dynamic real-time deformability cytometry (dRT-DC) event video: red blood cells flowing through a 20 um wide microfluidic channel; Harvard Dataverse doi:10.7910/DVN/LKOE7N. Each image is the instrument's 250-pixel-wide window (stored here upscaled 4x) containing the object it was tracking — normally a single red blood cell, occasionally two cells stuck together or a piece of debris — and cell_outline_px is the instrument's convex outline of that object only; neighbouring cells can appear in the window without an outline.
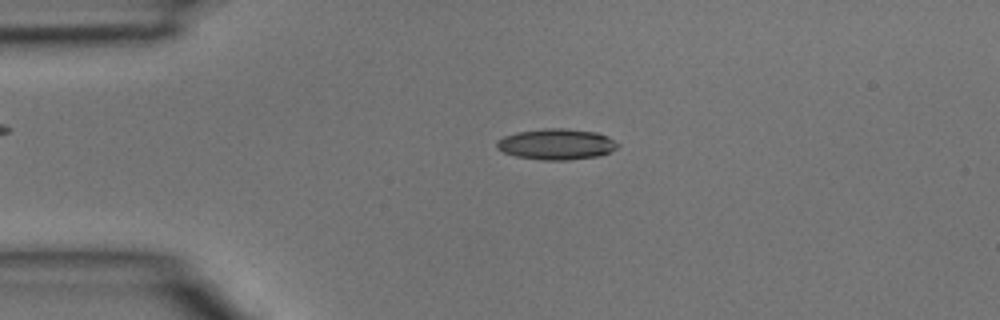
{"species": "common noctule bat (a hibernating species)", "species_latin": "Nyctalus noctula", "temperature_condition": "room temperature", "stored_images_in_passage": 44, "camera_frame_rate_fps": 3000, "um_per_image_px": 0.085, "animal": {"sex": "male", "body_mass_g": 15.6}, "frame": {"image": 1, "passage_image": 9, "time_ms": 2.667, "image_size_px": [1000, 320], "cell_outline_px": [[620, 144], [612, 152], [596, 156], [568, 160], [544, 160], [516, 156], [504, 152], [496, 148], [496, 140], [504, 136], [516, 132], [544, 128], [568, 128], [596, 132], [608, 136]], "centroid_in_image_um": [47.3, 12.24], "position_along_channel_um": 37.7, "area_um2": 21.91}}
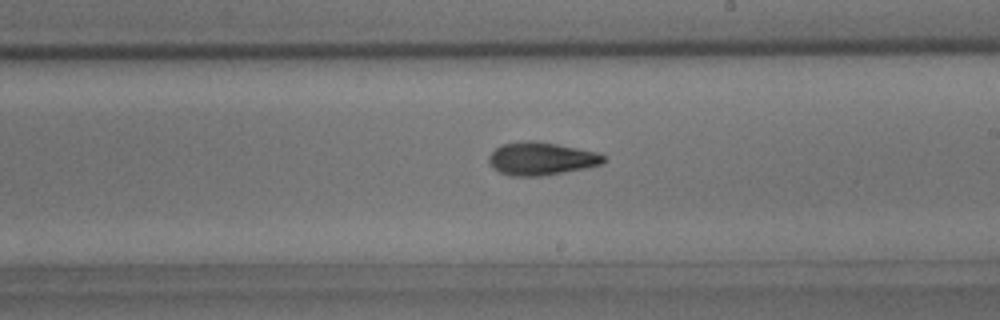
{"frame": {"image": 2, "passage_image": 25, "time_ms": 8.0, "image_size_px": [1000, 320], "cell_outline_px": [[604, 160], [600, 164], [584, 168], [544, 176], [508, 176], [492, 168], [488, 160], [488, 156], [500, 144], [524, 140], [532, 140], [556, 144], [596, 152], [604, 156]], "centroid_in_image_um": [45.93, 13.49], "position_along_channel_um": 243.1, "area_um2": 21.96}}
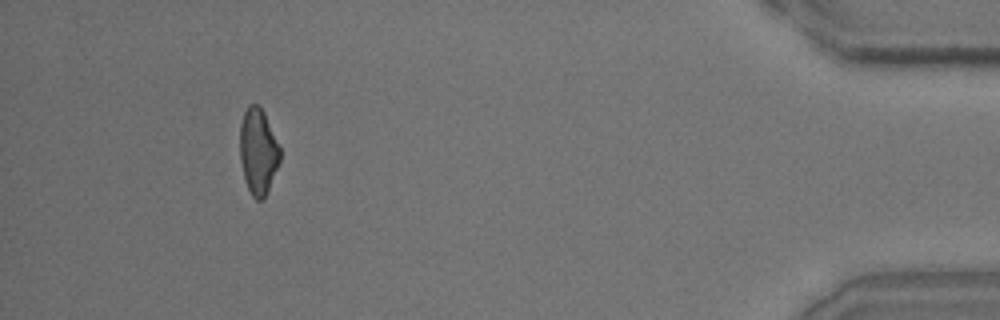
{"frame": {"image": 3, "passage_image": 41, "time_ms": 13.333, "image_size_px": [1000, 320], "cell_outline_px": [[280, 160], [268, 192], [264, 200], [256, 200], [252, 196], [244, 180], [240, 160], [240, 124], [244, 112], [248, 104], [256, 104], [264, 112], [280, 148]], "centroid_in_image_um": [21.93, 12.9], "position_along_channel_um": 413.3, "area_um2": 20.17}}